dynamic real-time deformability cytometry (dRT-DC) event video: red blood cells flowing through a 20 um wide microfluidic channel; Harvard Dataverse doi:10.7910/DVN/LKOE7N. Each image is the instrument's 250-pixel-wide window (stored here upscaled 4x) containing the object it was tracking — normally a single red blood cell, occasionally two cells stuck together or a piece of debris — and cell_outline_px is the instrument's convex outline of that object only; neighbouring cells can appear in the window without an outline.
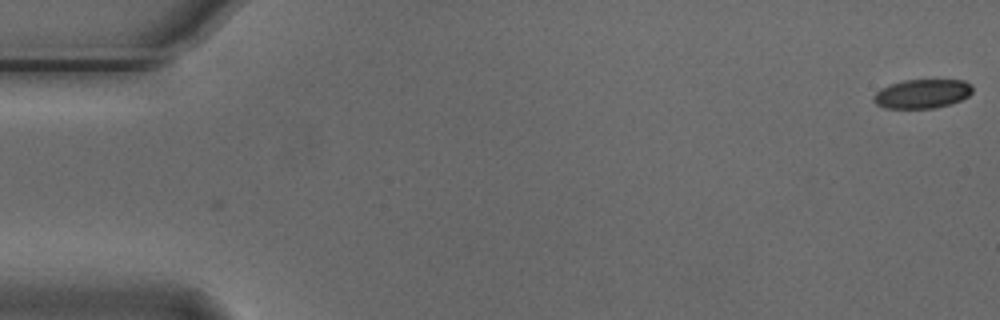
{"species": "Egyptian fruit bat (a non-hibernating species)", "species_latin": "Rousettus aegyptiacus", "temperature_condition": "cold", "stored_images_in_passage": 4, "camera_frame_rate_fps": 3000, "um_per_image_px": 0.085, "animal": {"sex": "male"}, "frame": {"image": 1, "passage_image": 4, "time_ms": 1.0, "image_size_px": [1000, 320], "cell_outline_px": [[972, 92], [968, 96], [960, 100], [936, 108], [884, 108], [876, 104], [872, 100], [872, 96], [880, 88], [888, 84], [904, 80], [964, 80], [972, 84]], "centroid_in_image_um": [78.35, 7.96], "position_along_channel_um": 6.7, "area_um2": 16.88}}